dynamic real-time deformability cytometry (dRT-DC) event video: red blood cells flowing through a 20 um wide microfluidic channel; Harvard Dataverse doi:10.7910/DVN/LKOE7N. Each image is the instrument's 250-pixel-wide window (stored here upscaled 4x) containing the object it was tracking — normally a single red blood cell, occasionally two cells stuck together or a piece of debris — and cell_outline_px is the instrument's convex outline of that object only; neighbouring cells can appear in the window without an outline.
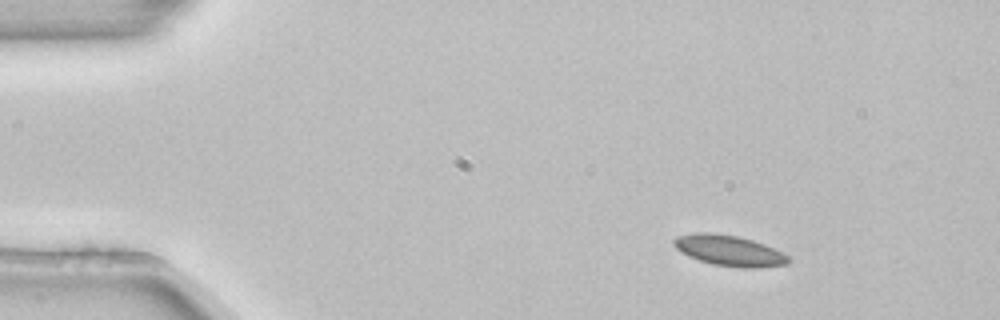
{"species": "common noctule bat (a hibernating species)", "species_latin": "Nyctalus noctula", "temperature_condition": "room temperature", "stored_images_in_passage": 3, "camera_frame_rate_fps": 3000, "um_per_image_px": 0.085, "animal": {"sex": "female", "body_mass_g": 22.7, "forearm_length_mm": 54.2}, "frame": {"image": 1, "passage_image": 1, "time_ms": 0.0, "image_size_px": [1000, 320], "cell_outline_px": [[792, 260], [788, 264], [760, 268], [740, 268], [712, 264], [688, 256], [680, 252], [672, 244], [672, 240], [676, 236], [696, 232], [712, 232], [736, 236], [752, 240], [764, 244], [784, 252]], "centroid_in_image_um": [61.99, 21.3], "position_along_channel_um": 23.0, "area_um2": 20.81}}